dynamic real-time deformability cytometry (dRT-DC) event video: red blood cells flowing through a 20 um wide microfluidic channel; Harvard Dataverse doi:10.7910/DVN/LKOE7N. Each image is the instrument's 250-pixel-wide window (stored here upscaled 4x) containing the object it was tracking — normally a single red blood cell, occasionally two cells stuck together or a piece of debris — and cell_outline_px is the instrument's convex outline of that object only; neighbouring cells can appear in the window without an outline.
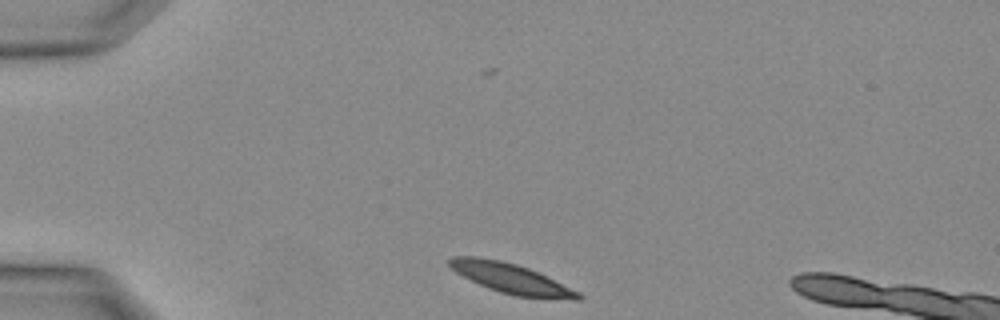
{"species": "Egyptian fruit bat (a non-hibernating species)", "species_latin": "Rousettus aegyptiacus", "temperature_condition": "warm", "stored_images_in_passage": 10, "camera_frame_rate_fps": 3000, "um_per_image_px": 0.085, "animal": {"sex": "female"}, "frame": {"image": 1, "passage_image": 1, "time_ms": 0.0, "image_size_px": [1000, 320], "cell_outline_px": [[584, 296], [580, 300], [576, 300], [512, 296], [488, 288], [456, 272], [448, 264], [448, 260], [452, 256], [476, 256], [500, 260], [516, 264], [528, 268], [580, 292]], "centroid_in_image_um": [43.46, 23.67], "position_along_channel_um": 41.5, "area_um2": 22.31}}
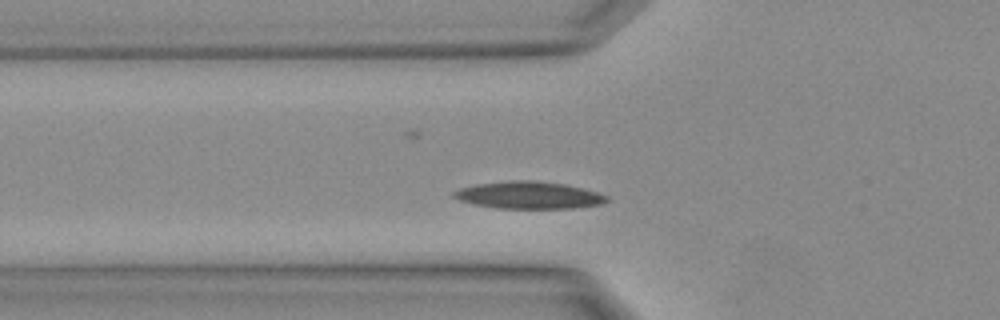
{"frame": {"image": 2, "passage_image": 5, "time_ms": 1.333, "image_size_px": [1000, 320], "cell_outline_px": [[608, 200], [604, 204], [572, 208], [496, 208], [472, 204], [460, 200], [452, 196], [452, 192], [460, 188], [476, 184], [508, 180], [532, 180], [564, 184], [596, 192], [608, 196]], "centroid_in_image_um": [44.92, 16.59], "position_along_channel_um": 80.9, "area_um2": 24.22}}